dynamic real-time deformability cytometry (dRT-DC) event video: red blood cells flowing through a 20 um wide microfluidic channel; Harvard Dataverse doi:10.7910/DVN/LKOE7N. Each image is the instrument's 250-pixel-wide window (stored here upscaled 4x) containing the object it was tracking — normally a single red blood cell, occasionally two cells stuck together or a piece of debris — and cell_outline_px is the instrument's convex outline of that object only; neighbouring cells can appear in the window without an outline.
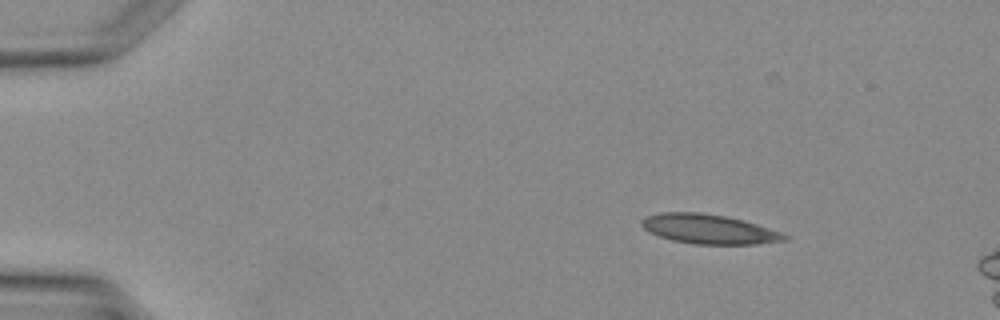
{"species": "Egyptian fruit bat (a non-hibernating species)", "species_latin": "Rousettus aegyptiacus", "temperature_condition": "warm", "stored_images_in_passage": 3, "camera_frame_rate_fps": 3000, "um_per_image_px": 0.085, "animal": {"sex": "female"}, "frame": {"image": 1, "passage_image": 1, "time_ms": 0.0, "image_size_px": [1000, 320], "cell_outline_px": [[788, 240], [756, 244], [696, 244], [672, 240], [648, 232], [640, 224], [640, 220], [648, 216], [660, 212], [700, 212], [724, 216], [744, 220], [780, 232], [788, 236]], "centroid_in_image_um": [60.23, 19.47], "position_along_channel_um": 24.8, "area_um2": 24.45}}